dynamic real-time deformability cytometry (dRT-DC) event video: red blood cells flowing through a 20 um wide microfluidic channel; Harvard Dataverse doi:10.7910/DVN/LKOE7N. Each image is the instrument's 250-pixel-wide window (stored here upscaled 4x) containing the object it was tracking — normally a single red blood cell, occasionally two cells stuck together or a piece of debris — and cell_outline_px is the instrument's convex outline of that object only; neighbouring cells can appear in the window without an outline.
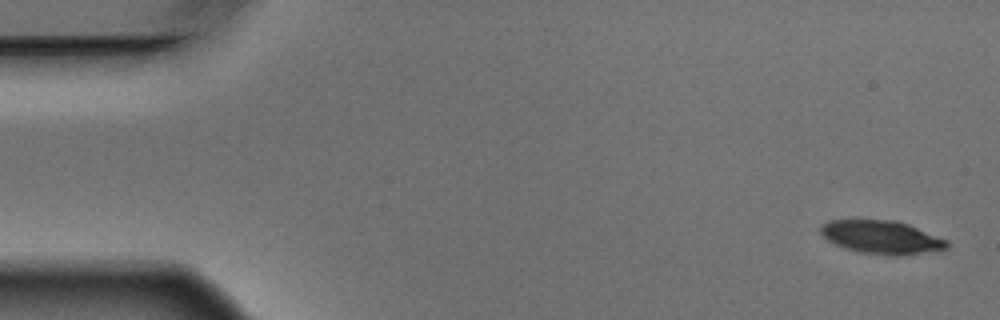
{"species": "Egyptian fruit bat (a non-hibernating species)", "species_latin": "Rousettus aegyptiacus", "temperature_condition": "warm", "stored_images_in_passage": 5, "camera_frame_rate_fps": 3000, "um_per_image_px": 0.085, "animal": {"sex": "male"}, "frame": {"image": 1, "passage_image": 1, "time_ms": 0.0, "image_size_px": [1000, 320], "cell_outline_px": [[948, 248], [892, 256], [860, 252], [844, 248], [828, 240], [820, 232], [820, 228], [828, 220], [896, 220], [908, 224], [948, 240]], "centroid_in_image_um": [74.91, 20.15], "position_along_channel_um": 10.1, "area_um2": 24.1}}